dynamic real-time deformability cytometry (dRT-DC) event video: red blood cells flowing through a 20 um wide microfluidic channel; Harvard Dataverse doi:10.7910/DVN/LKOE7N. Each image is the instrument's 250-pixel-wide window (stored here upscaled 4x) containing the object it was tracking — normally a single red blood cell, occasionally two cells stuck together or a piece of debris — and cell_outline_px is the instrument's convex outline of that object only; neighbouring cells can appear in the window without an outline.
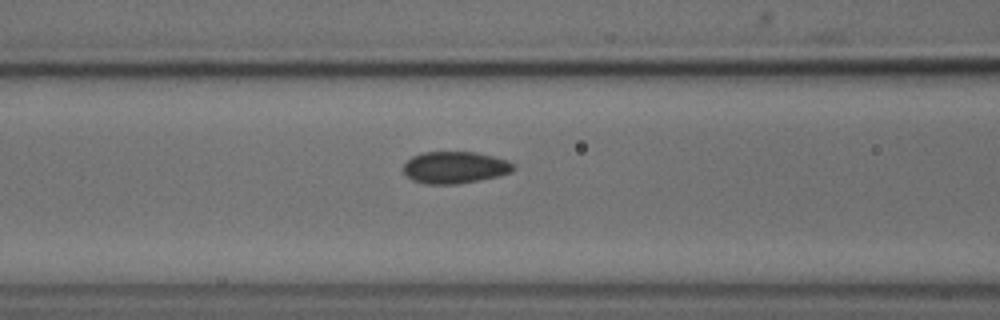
{"species": "common noctule bat (a hibernating species)", "species_latin": "Nyctalus noctula", "temperature_condition": "cold", "stored_images_in_passage": 18, "camera_frame_rate_fps": 3000, "um_per_image_px": 0.085, "animal": {"sex": "male", "body_mass_g": 18.8}, "frame": {"image": 1, "passage_image": 16, "time_ms": 5.0, "image_size_px": [1000, 320], "cell_outline_px": [[516, 168], [512, 172], [500, 176], [480, 180], [456, 184], [424, 184], [412, 180], [404, 176], [400, 168], [412, 156], [420, 152], [476, 152], [508, 160], [516, 164]], "centroid_in_image_um": [38.64, 14.24], "position_along_channel_um": 128.0, "area_um2": 20.98}}